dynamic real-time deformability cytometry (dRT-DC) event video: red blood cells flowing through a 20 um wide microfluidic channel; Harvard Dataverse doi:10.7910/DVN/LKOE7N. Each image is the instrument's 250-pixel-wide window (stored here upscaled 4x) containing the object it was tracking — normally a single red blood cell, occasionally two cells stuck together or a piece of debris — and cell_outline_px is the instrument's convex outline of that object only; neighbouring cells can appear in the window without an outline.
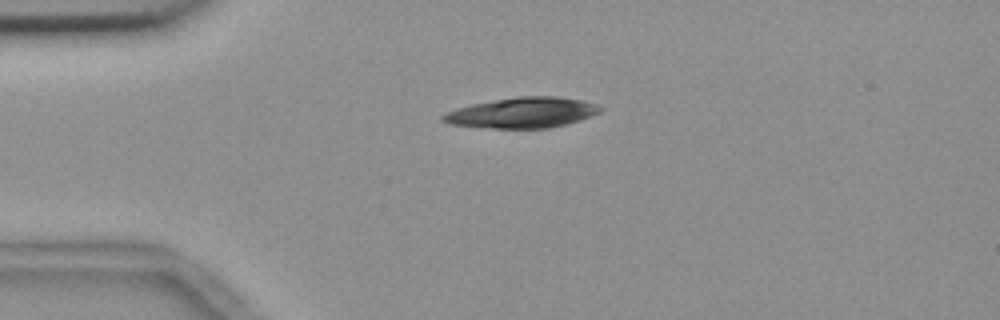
{"species": "common noctule bat (a hibernating species)", "species_latin": "Nyctalus noctula", "temperature_condition": "room temperature", "stored_images_in_passage": 43, "camera_frame_rate_fps": 3000, "um_per_image_px": 0.085, "animal": {"sex": "female", "body_mass_g": 18.4}, "frame": {"image": 1, "passage_image": 1, "time_ms": 0.0, "image_size_px": [1000, 320], "cell_outline_px": [[604, 108], [600, 112], [580, 120], [548, 128], [492, 128], [448, 124], [440, 120], [440, 116], [456, 108], [472, 104], [492, 100], [520, 96], [556, 96], [580, 100], [596, 104]], "centroid_in_image_um": [44.37, 9.57], "position_along_channel_um": 40.6, "area_um2": 27.86}}
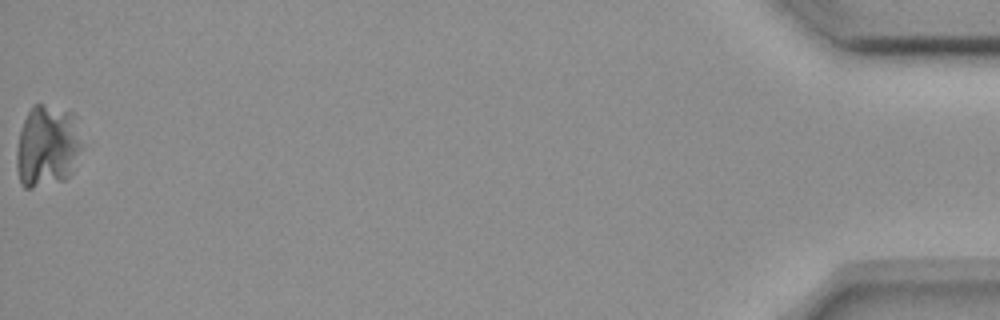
{"frame": {"image": 2, "passage_image": 43, "time_ms": 14.0, "image_size_px": [1000, 320], "cell_outline_px": [[84, 144], [72, 172], [64, 180], [32, 188], [24, 188], [20, 184], [16, 168], [16, 148], [20, 128], [32, 104], [44, 104], [76, 112]], "centroid_in_image_um": [4.05, 12.39], "position_along_channel_um": 431.2, "area_um2": 32.31}}